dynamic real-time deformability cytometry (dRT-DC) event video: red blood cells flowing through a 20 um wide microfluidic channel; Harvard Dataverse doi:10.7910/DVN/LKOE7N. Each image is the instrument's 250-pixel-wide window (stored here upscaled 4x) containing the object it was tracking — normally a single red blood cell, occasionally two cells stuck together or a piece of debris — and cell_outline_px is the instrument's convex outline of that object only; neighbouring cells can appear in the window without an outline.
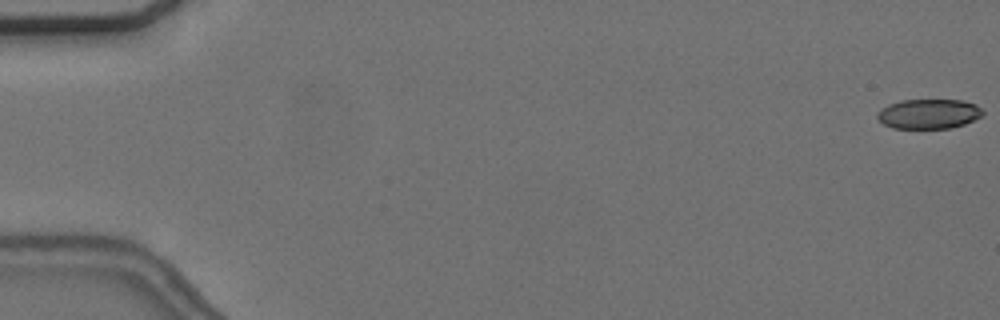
{"species": "common noctule bat (a hibernating species)", "species_latin": "Nyctalus noctula", "temperature_condition": "cold", "stored_images_in_passage": 51, "camera_frame_rate_fps": 3000, "um_per_image_px": 0.085, "animal": {"sex": "female", "body_mass_g": 24.6, "forearm_length_mm": 56.2}, "frame": {"image": 1, "passage_image": 1, "time_ms": 0.0, "image_size_px": [1000, 320], "cell_outline_px": [[984, 112], [980, 116], [964, 124], [948, 128], [892, 128], [884, 124], [876, 116], [888, 104], [900, 100], [960, 100], [976, 104]], "centroid_in_image_um": [78.94, 9.67], "position_along_channel_um": 6.1, "area_um2": 17.98}}
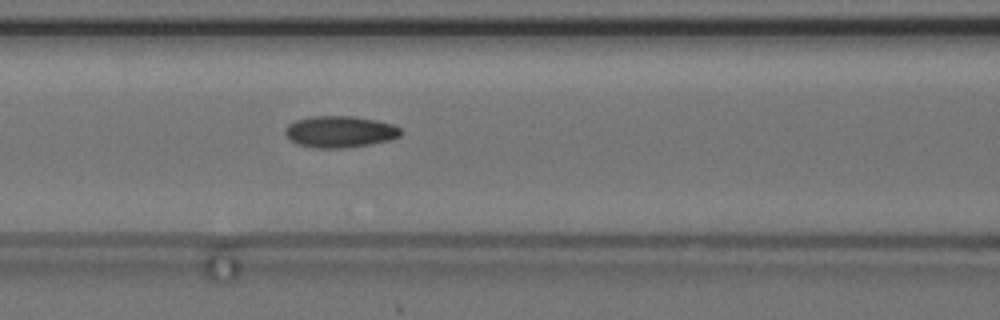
{"frame": {"image": 2, "passage_image": 25, "time_ms": 8.0, "image_size_px": [1000, 320], "cell_outline_px": [[400, 136], [388, 140], [368, 144], [344, 148], [312, 148], [296, 144], [284, 132], [284, 128], [288, 124], [296, 120], [308, 116], [356, 116], [376, 120], [392, 124], [400, 128]], "centroid_in_image_um": [28.84, 11.19], "position_along_channel_um": 137.8, "area_um2": 21.27}}
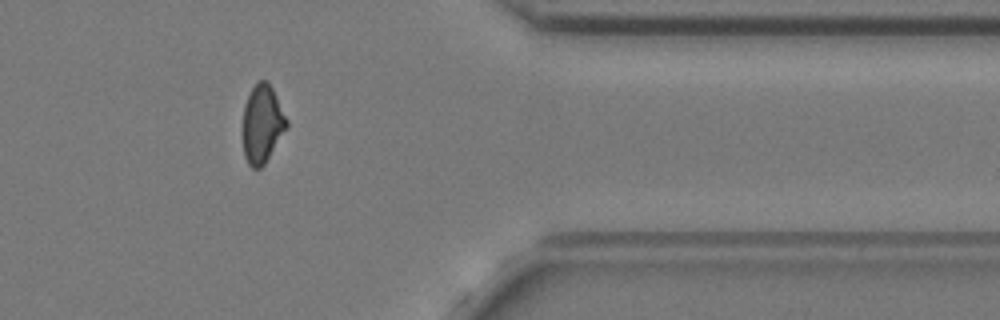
{"frame": {"image": 3, "passage_image": 47, "time_ms": 15.333, "image_size_px": [1000, 320], "cell_outline_px": [[288, 128], [264, 164], [260, 168], [252, 168], [248, 164], [244, 156], [244, 104], [252, 88], [260, 80], [268, 80], [288, 120]], "centroid_in_image_um": [22.31, 10.54], "position_along_channel_um": 389.1, "area_um2": 19.77}, "authors_computed_cell_mechanics": {"area_um2": 20.4034, "velocity_mm_per_s": 3.6719, "shape_relaxation_time_tau1_ms": null, "shape_relaxation_time_tau2_ms": 2.8746, "deformation_change_tau1": null, "deformation_change_tau2": 0.0986}}